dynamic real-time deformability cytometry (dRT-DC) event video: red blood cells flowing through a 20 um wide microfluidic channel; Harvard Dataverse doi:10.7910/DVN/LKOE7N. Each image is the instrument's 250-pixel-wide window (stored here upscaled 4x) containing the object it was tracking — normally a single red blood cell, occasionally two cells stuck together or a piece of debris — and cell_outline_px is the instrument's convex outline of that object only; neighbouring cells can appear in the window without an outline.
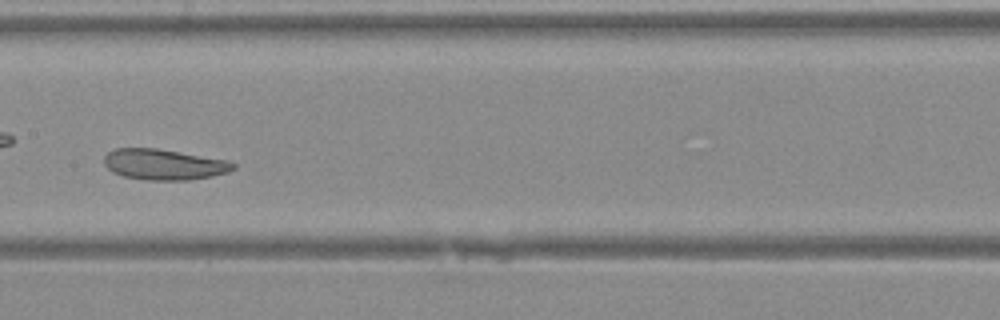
{"species": "Egyptian fruit bat (a non-hibernating species)", "species_latin": "Rousettus aegyptiacus", "temperature_condition": "warm", "stored_images_in_passage": 28, "camera_frame_rate_fps": 3000, "um_per_image_px": 0.085, "animal": {"sex": "female"}, "frame": {"image": 1, "passage_image": 9, "time_ms": 2.667, "image_size_px": [1000, 320], "cell_outline_px": [[236, 168], [228, 172], [212, 176], [188, 180], [148, 180], [124, 176], [112, 172], [104, 164], [104, 156], [108, 152], [116, 148], [156, 148], [228, 160], [236, 164]], "centroid_in_image_um": [13.94, 13.98], "position_along_channel_um": 193.5, "area_um2": 23.12}}